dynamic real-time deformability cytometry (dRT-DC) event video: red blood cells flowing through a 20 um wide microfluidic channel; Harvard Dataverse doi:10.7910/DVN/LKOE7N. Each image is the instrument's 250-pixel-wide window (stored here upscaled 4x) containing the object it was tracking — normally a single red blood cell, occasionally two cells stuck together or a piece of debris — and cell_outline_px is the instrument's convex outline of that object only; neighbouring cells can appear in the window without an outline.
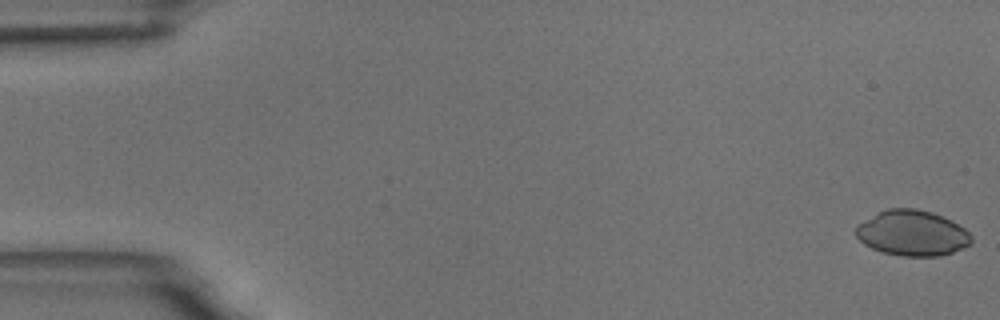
{"species": "common noctule bat (a hibernating species)", "species_latin": "Nyctalus noctula", "temperature_condition": "room temperature", "stored_images_in_passage": 58, "camera_frame_rate_fps": 3000, "um_per_image_px": 0.085, "animal": {"sex": "male", "body_mass_g": 18.8}, "frame": {"image": 1, "passage_image": 1, "time_ms": 0.0, "image_size_px": [1000, 320], "cell_outline_px": [[972, 240], [964, 248], [940, 256], [904, 256], [884, 252], [872, 248], [864, 244], [856, 236], [856, 224], [876, 212], [888, 208], [916, 208], [932, 212], [964, 228], [972, 236]], "centroid_in_image_um": [77.5, 19.8], "position_along_channel_um": 7.5, "area_um2": 30.52}}
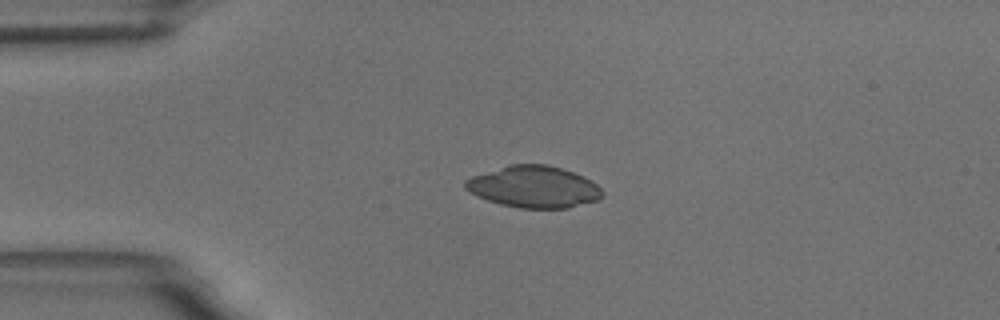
{"frame": {"image": 2, "passage_image": 14, "time_ms": 4.333, "image_size_px": [1000, 320], "cell_outline_px": [[604, 196], [600, 200], [568, 208], [520, 208], [500, 204], [476, 196], [464, 188], [464, 180], [472, 176], [508, 164], [548, 164], [584, 176], [596, 184], [604, 192]], "centroid_in_image_um": [45.38, 15.88], "position_along_channel_um": 39.6, "area_um2": 33.52}}
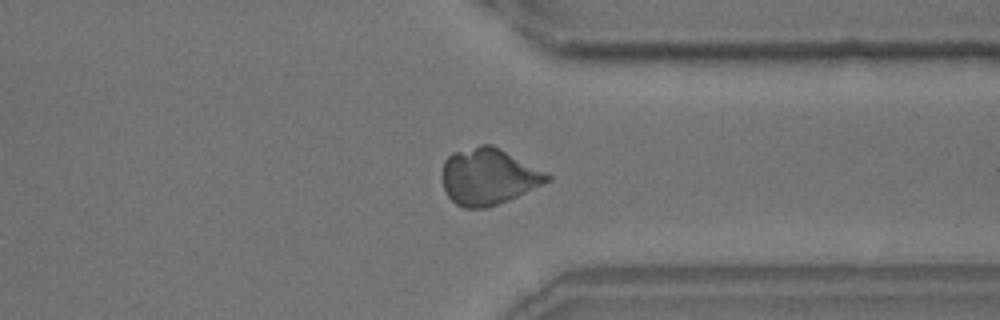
{"frame": {"image": 3, "passage_image": 45, "time_ms": 14.667, "image_size_px": [1000, 320], "cell_outline_px": [[552, 180], [508, 200], [488, 208], [464, 208], [456, 204], [448, 196], [444, 188], [444, 160], [452, 152], [480, 144], [492, 144], [552, 176]], "centroid_in_image_um": [41.51, 15.01], "position_along_channel_um": 369.9, "area_um2": 34.16}}